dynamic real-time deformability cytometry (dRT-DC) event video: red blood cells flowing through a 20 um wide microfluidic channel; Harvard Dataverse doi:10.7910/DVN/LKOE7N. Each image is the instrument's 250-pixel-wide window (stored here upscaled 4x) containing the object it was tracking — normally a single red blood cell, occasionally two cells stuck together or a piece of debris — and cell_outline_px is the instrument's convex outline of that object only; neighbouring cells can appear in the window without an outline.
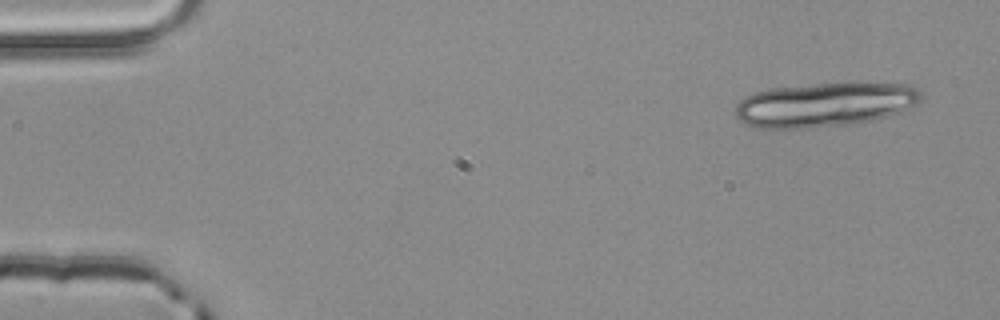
{"species": "common noctule bat (a hibernating species)", "species_latin": "Nyctalus noctula", "temperature_condition": "room temperature", "stored_images_in_passage": 4, "camera_frame_rate_fps": 3000, "um_per_image_px": 0.085, "animal": {"sex": "male", "body_mass_g": 20.4}, "frame": {"image": 1, "passage_image": 1, "time_ms": 0.0, "image_size_px": [1000, 320], "cell_outline_px": [[924, 96], [916, 104], [904, 112], [872, 120], [848, 124], [804, 128], [760, 128], [748, 124], [740, 120], [736, 116], [736, 104], [740, 100], [756, 92], [768, 88], [852, 80], [912, 84], [920, 88]], "centroid_in_image_um": [70.24, 8.83], "position_along_channel_um": 14.8, "area_um2": 49.25}}